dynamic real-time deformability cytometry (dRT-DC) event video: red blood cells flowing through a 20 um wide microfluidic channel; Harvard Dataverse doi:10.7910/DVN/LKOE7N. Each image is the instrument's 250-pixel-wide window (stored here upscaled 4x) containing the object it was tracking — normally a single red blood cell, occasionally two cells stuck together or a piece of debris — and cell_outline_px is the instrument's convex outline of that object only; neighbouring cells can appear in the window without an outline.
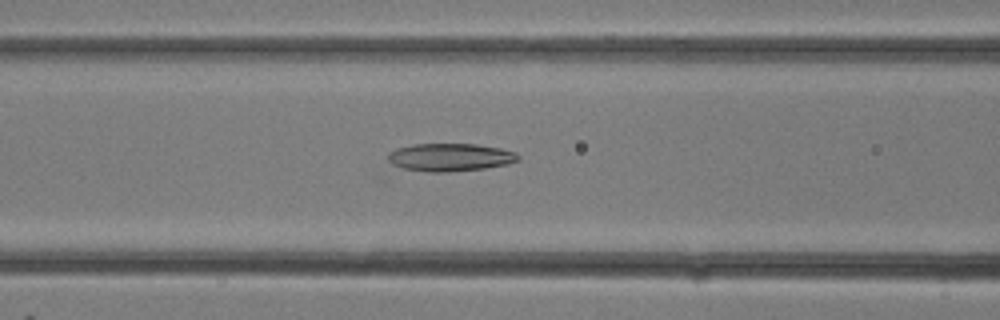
{"species": "common noctule bat (a hibernating species)", "species_latin": "Nyctalus noctula", "temperature_condition": "room temperature", "stored_images_in_passage": 8, "camera_frame_rate_fps": 3000, "um_per_image_px": 0.085, "animal": {"sex": "female"}, "frame": {"image": 1, "passage_image": 4, "time_ms": 1.0, "image_size_px": [1000, 320], "cell_outline_px": [[520, 160], [508, 164], [484, 168], [448, 172], [428, 172], [404, 168], [392, 164], [388, 160], [388, 152], [396, 148], [412, 144], [476, 144], [500, 148], [516, 152], [520, 156]], "centroid_in_image_um": [38.27, 13.36], "position_along_channel_um": 128.3, "area_um2": 21.21}}
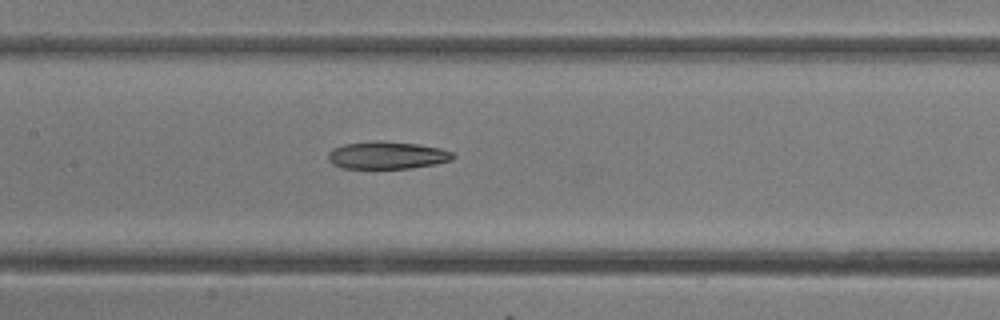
{"frame": {"image": 2, "passage_image": 6, "time_ms": 1.667, "image_size_px": [1000, 320], "cell_outline_px": [[456, 156], [452, 160], [436, 164], [412, 168], [340, 168], [332, 164], [328, 160], [328, 152], [332, 148], [344, 144], [376, 140], [416, 144], [440, 148], [452, 152]], "centroid_in_image_um": [32.88, 13.2], "position_along_channel_um": 174.5, "area_um2": 20.11}}
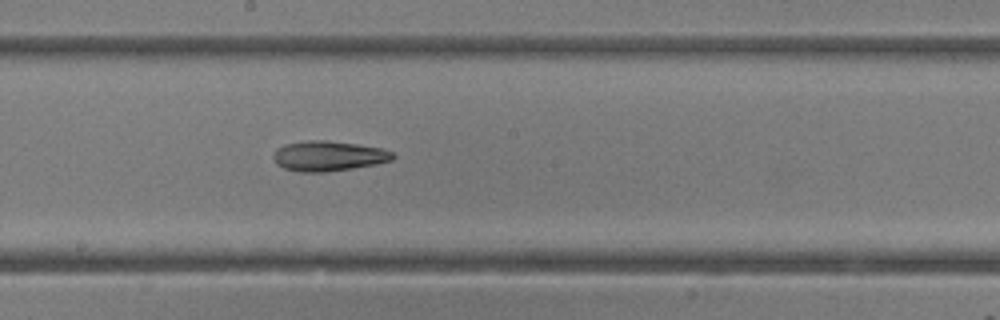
{"frame": {"image": 3, "passage_image": 8, "time_ms": 2.333, "image_size_px": [1000, 320], "cell_outline_px": [[396, 156], [392, 160], [376, 164], [352, 168], [324, 172], [296, 172], [284, 168], [276, 164], [272, 156], [276, 148], [284, 144], [308, 140], [328, 140], [356, 144], [380, 148], [392, 152]], "centroid_in_image_um": [27.87, 13.26], "position_along_channel_um": 220.3, "area_um2": 21.04}}